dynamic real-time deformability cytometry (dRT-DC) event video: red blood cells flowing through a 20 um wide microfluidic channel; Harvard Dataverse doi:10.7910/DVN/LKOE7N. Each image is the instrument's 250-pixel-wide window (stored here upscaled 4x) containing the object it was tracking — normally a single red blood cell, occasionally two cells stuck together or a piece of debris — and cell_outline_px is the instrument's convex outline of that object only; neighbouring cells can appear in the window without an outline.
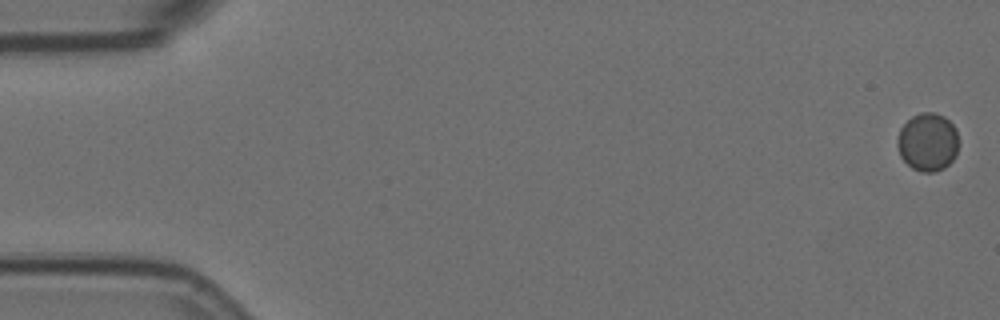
{"species": "Egyptian fruit bat (a non-hibernating species)", "species_latin": "Rousettus aegyptiacus", "temperature_condition": "room temperature", "stored_images_in_passage": 5, "camera_frame_rate_fps": 3000, "um_per_image_px": 0.085, "animal": {"sex": "female"}, "frame": {"image": 1, "passage_image": 1, "time_ms": 0.0, "image_size_px": [1000, 320], "cell_outline_px": [[956, 156], [944, 168], [936, 172], [920, 172], [912, 168], [900, 156], [896, 144], [896, 140], [900, 128], [912, 116], [920, 112], [936, 112], [944, 116], [956, 128]], "centroid_in_image_um": [78.82, 12.07], "position_along_channel_um": 6.2, "area_um2": 20.81}}